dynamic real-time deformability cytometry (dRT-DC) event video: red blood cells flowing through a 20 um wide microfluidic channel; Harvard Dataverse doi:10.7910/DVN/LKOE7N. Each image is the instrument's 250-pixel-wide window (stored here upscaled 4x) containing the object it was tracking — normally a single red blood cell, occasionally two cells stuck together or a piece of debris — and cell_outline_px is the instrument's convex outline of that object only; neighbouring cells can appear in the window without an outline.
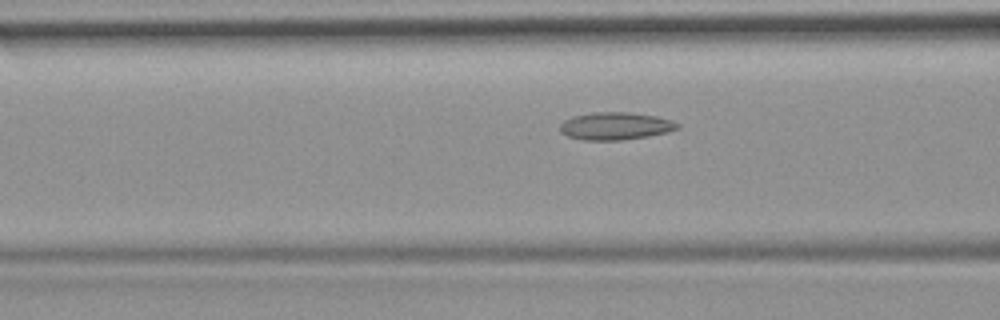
{"species": "common noctule bat (a hibernating species)", "species_latin": "Nyctalus noctula", "temperature_condition": "room temperature", "stored_images_in_passage": 36, "camera_frame_rate_fps": 3000, "um_per_image_px": 0.085, "animal": {"sex": "female", "body_mass_g": 19.9}, "frame": {"image": 1, "passage_image": 4, "time_ms": 1.0, "image_size_px": [1000, 320], "cell_outline_px": [[680, 128], [668, 132], [648, 136], [620, 140], [584, 140], [568, 136], [560, 132], [560, 124], [564, 120], [572, 116], [596, 112], [628, 112], [656, 116], [672, 120], [680, 124]], "centroid_in_image_um": [52.32, 10.71], "position_along_channel_um": 114.3, "area_um2": 18.9}}
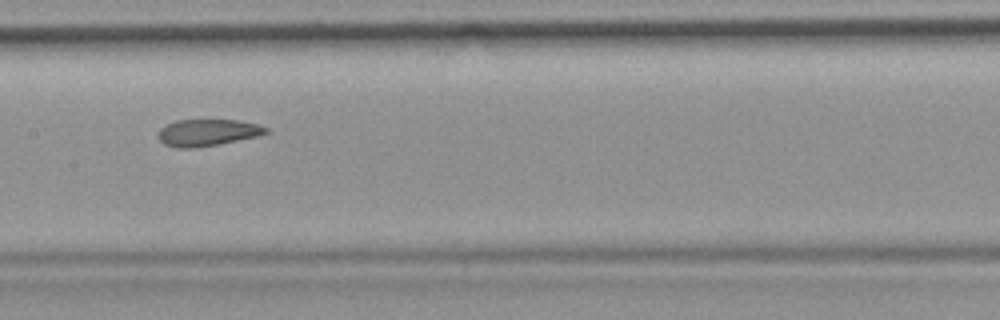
{"frame": {"image": 2, "passage_image": 10, "time_ms": 3.0, "image_size_px": [1000, 320], "cell_outline_px": [[268, 132], [260, 136], [196, 148], [176, 148], [164, 144], [156, 136], [160, 128], [164, 124], [176, 120], [236, 120], [256, 124], [268, 128]], "centroid_in_image_um": [17.59, 11.27], "position_along_channel_um": 189.8, "area_um2": 16.94}}
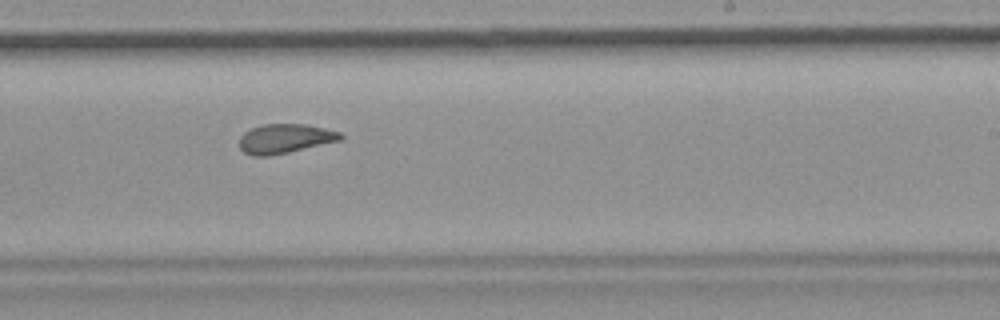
{"frame": {"image": 3, "passage_image": 16, "time_ms": 5.0, "image_size_px": [1000, 320], "cell_outline_px": [[344, 136], [340, 140], [288, 152], [268, 156], [252, 156], [244, 152], [240, 148], [240, 136], [244, 132], [252, 128], [264, 124], [304, 124], [324, 128], [340, 132]], "centroid_in_image_um": [24.2, 11.78], "position_along_channel_um": 264.8, "area_um2": 17.11}}